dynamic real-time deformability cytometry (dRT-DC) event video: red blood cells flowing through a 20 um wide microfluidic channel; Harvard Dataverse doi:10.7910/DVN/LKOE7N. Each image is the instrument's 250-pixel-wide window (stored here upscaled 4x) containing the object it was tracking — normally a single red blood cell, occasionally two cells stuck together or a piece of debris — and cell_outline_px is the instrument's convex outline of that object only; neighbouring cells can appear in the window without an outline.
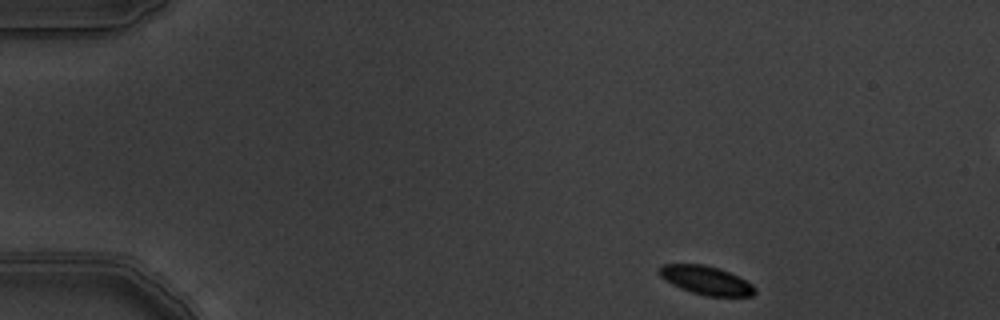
{"species": "common noctule bat (a hibernating species)", "species_latin": "Nyctalus noctula", "temperature_condition": "warm", "stored_images_in_passage": 5, "camera_frame_rate_fps": 3000, "um_per_image_px": 0.085, "animal": {"sex": "male", "body_mass_g": 19.5, "forearm_length_mm": 54.6}, "frame": {"image": 1, "passage_image": 1, "time_ms": 0.0, "image_size_px": [1000, 320], "cell_outline_px": [[756, 292], [752, 296], [708, 296], [692, 292], [680, 288], [672, 284], [660, 276], [660, 268], [664, 264], [704, 264], [720, 268], [752, 284], [756, 288]], "centroid_in_image_um": [60.04, 23.82], "position_along_channel_um": 25.0, "area_um2": 15.72}}